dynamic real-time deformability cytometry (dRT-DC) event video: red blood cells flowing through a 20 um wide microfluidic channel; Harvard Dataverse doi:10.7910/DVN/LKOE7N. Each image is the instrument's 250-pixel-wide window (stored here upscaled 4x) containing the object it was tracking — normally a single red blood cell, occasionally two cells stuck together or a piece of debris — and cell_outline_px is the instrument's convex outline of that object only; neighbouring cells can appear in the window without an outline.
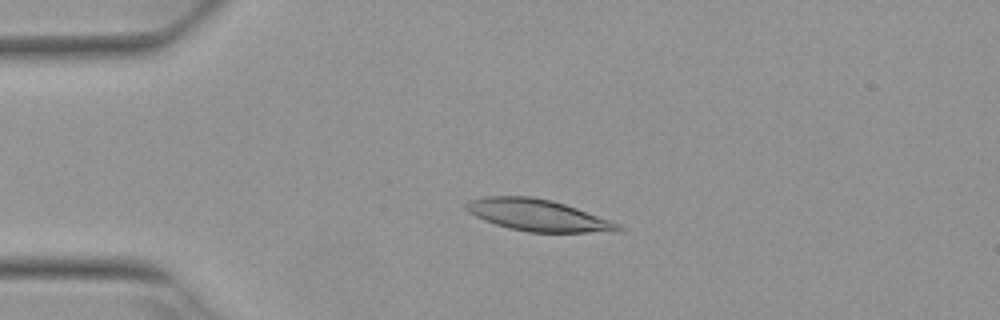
{"species": "Egyptian fruit bat (a non-hibernating species)", "species_latin": "Rousettus aegyptiacus", "temperature_condition": "warm", "stored_images_in_passage": 3, "camera_frame_rate_fps": 3000, "um_per_image_px": 0.085, "animal": {"sex": "female"}, "frame": {"image": 1, "passage_image": 2, "time_ms": 0.333, "image_size_px": [1000, 320], "cell_outline_px": [[624, 228], [620, 232], [528, 232], [508, 228], [484, 220], [468, 212], [464, 208], [464, 204], [468, 200], [488, 196], [532, 196], [552, 200], [576, 208], [620, 224]], "centroid_in_image_um": [45.7, 18.29], "position_along_channel_um": 39.3, "area_um2": 28.03}}